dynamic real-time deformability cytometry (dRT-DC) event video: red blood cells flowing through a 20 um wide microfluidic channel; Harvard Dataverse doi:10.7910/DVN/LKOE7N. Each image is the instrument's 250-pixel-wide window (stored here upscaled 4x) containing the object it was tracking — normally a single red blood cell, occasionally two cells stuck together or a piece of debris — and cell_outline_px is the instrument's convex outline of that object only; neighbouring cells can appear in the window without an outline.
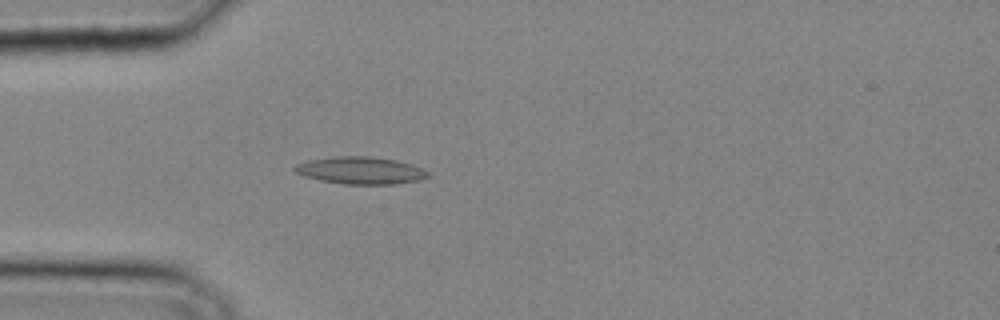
{"species": "common noctule bat (a hibernating species)", "species_latin": "Nyctalus noctula", "temperature_condition": "cold", "stored_images_in_passage": 34, "camera_frame_rate_fps": 3000, "um_per_image_px": 0.085, "animal": {"sex": "male", "body_mass_g": 20.4}, "frame": {"image": 1, "passage_image": 10, "time_ms": 3.0, "image_size_px": [1000, 320], "cell_outline_px": [[428, 176], [420, 180], [396, 184], [344, 184], [320, 180], [304, 176], [296, 172], [292, 168], [296, 164], [308, 160], [336, 156], [368, 156], [396, 160], [412, 164], [428, 172]], "centroid_in_image_um": [30.63, 14.49], "position_along_channel_um": 54.4, "area_um2": 21.1}}
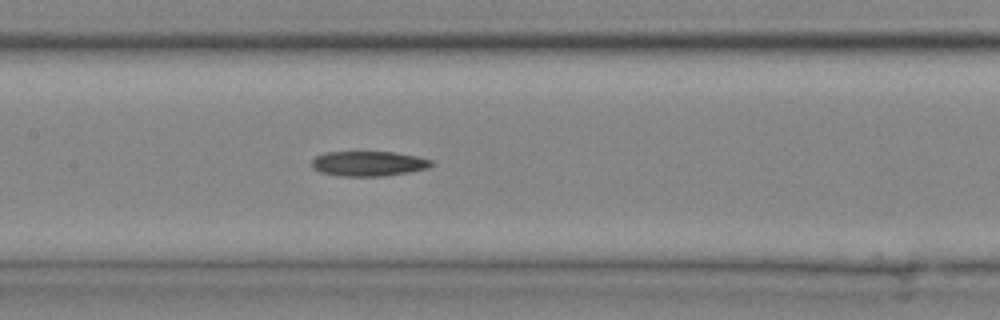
{"frame": {"image": 2, "passage_image": 17, "time_ms": 5.333, "image_size_px": [1000, 320], "cell_outline_px": [[436, 164], [428, 168], [408, 172], [384, 176], [336, 176], [320, 172], [312, 168], [312, 160], [316, 156], [324, 152], [392, 152], [416, 156], [432, 160]], "centroid_in_image_um": [31.31, 13.91], "position_along_channel_um": 176.1, "area_um2": 17.51}}
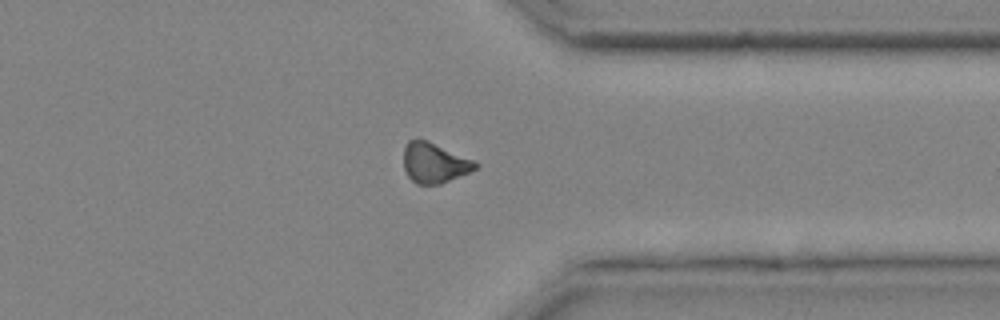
{"frame": {"image": 3, "passage_image": 28, "time_ms": 9.0, "image_size_px": [1000, 320], "cell_outline_px": [[480, 164], [476, 168], [468, 172], [440, 184], [416, 184], [408, 176], [404, 168], [404, 144], [408, 140], [428, 140], [472, 160]], "centroid_in_image_um": [36.88, 13.84], "position_along_channel_um": 374.5, "area_um2": 16.53}}